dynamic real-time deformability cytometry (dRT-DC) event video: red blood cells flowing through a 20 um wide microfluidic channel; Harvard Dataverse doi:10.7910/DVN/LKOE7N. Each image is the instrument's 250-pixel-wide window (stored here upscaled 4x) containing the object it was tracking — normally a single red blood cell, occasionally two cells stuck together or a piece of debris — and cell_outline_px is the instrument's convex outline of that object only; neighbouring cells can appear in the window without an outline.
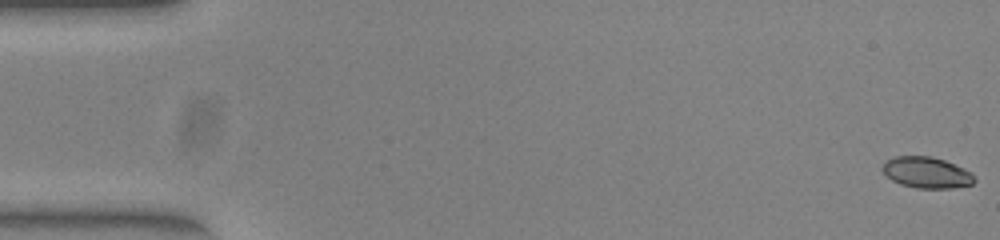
{"species": "common noctule bat (a hibernating species)", "species_latin": "Nyctalus noctula", "temperature_condition": "warm", "stored_images_in_passage": 53, "camera_frame_rate_fps": 3000, "um_per_image_px": 0.085, "animal": {"sex": "female", "body_mass_g": 23.0, "forearm_length_mm": 53.4}, "frame": {"image": 1, "passage_image": 1, "time_ms": 0.0, "image_size_px": [1000, 240], "cell_outline_px": [[976, 180], [972, 184], [952, 188], [916, 188], [900, 184], [892, 180], [880, 168], [888, 160], [896, 156], [932, 156], [944, 160], [964, 168], [972, 172], [976, 176]], "centroid_in_image_um": [78.8, 14.67], "position_along_channel_um": 6.2, "area_um2": 16.7}}
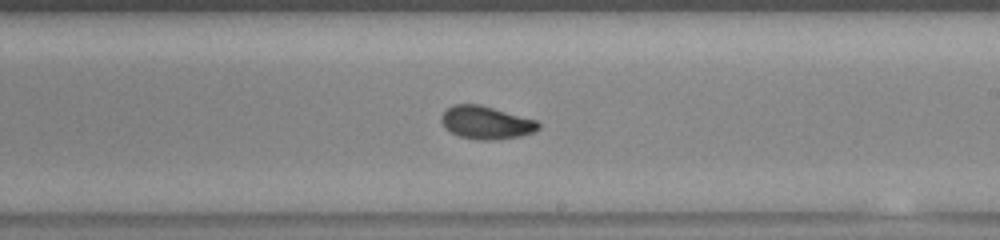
{"frame": {"image": 2, "passage_image": 31, "time_ms": 10.0, "image_size_px": [1000, 240], "cell_outline_px": [[540, 128], [532, 132], [520, 136], [492, 140], [480, 140], [460, 136], [444, 128], [440, 120], [440, 116], [452, 104], [480, 104], [536, 120], [540, 124]], "centroid_in_image_um": [41.29, 10.41], "position_along_channel_um": 247.7, "area_um2": 18.55}}
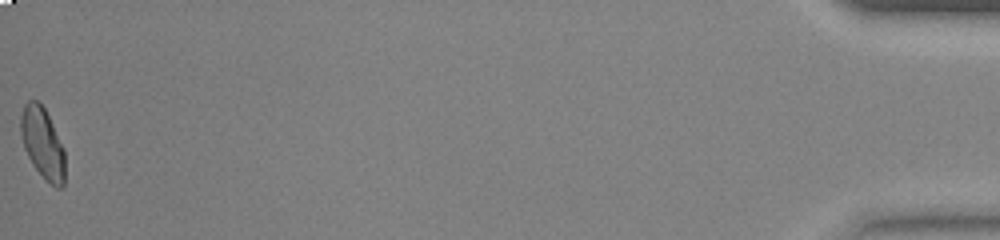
{"frame": {"image": 3, "passage_image": 53, "time_ms": 17.333, "image_size_px": [1000, 240], "cell_outline_px": [[64, 188], [56, 188], [44, 180], [32, 164], [24, 148], [20, 136], [20, 116], [24, 104], [28, 100], [36, 100], [44, 108], [64, 148]], "centroid_in_image_um": [3.6, 12.21], "position_along_channel_um": 431.6, "area_um2": 18.44}, "authors_computed_cell_mechanics": {"area_um2": 18.0914, "velocity_mm_per_s": 3.9303, "shape_relaxation_time_tau1_ms": 3.6028, "shape_relaxation_time_tau2_ms": 1.2895, "deformation_change_tau1": 0.1573, "deformation_change_tau2": 0.0609}}